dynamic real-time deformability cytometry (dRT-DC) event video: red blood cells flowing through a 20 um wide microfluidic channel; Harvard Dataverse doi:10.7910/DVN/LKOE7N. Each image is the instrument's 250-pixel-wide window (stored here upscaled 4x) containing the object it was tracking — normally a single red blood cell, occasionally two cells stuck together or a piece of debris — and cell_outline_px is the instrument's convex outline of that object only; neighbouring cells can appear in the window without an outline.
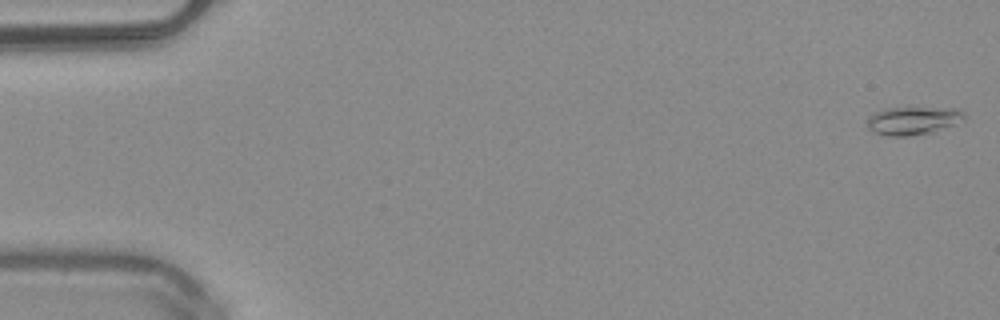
{"species": "common noctule bat (a hibernating species)", "species_latin": "Nyctalus noctula", "temperature_condition": "warm", "stored_images_in_passage": 50, "camera_frame_rate_fps": 3000, "um_per_image_px": 0.085, "animal": {"sex": "male", "body_mass_g": 20.4}, "frame": {"image": 1, "passage_image": 1, "time_ms": 0.0, "image_size_px": [1000, 320], "cell_outline_px": [[964, 120], [932, 132], [908, 136], [888, 136], [876, 132], [868, 128], [868, 116], [884, 108], [956, 108], [964, 112]], "centroid_in_image_um": [77.6, 10.24], "position_along_channel_um": 7.4, "area_um2": 15.66}}
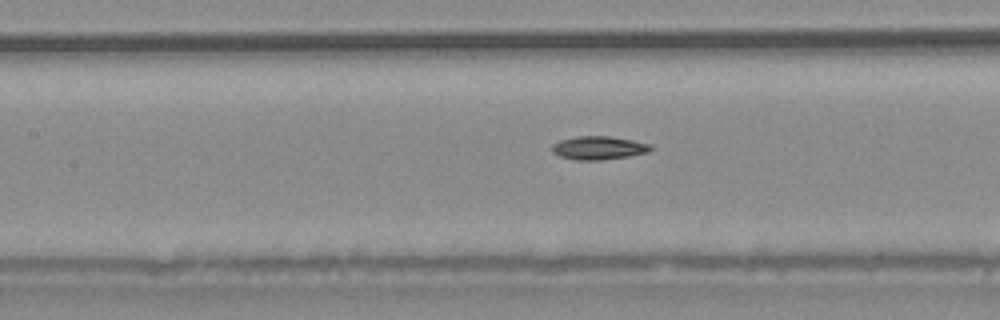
{"frame": {"image": 2, "passage_image": 23, "time_ms": 7.333, "image_size_px": [1000, 320], "cell_outline_px": [[652, 148], [648, 152], [628, 156], [600, 160], [576, 160], [560, 156], [552, 152], [552, 144], [560, 140], [576, 136], [608, 136], [632, 140], [652, 144]], "centroid_in_image_um": [50.87, 12.56], "position_along_channel_um": 156.5, "area_um2": 13.41}}
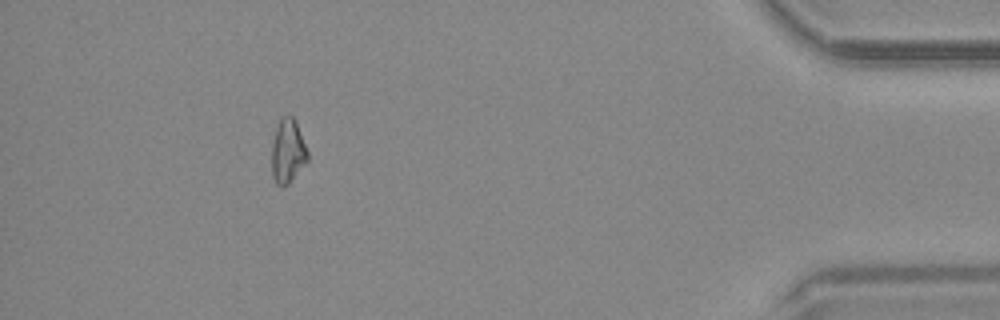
{"frame": {"image": 3, "passage_image": 46, "time_ms": 15.0, "image_size_px": [1000, 320], "cell_outline_px": [[308, 160], [288, 184], [284, 188], [276, 184], [272, 176], [272, 144], [276, 128], [280, 116], [292, 116], [296, 120], [308, 152]], "centroid_in_image_um": [24.45, 12.85], "position_along_channel_um": 410.7, "area_um2": 13.47}, "authors_computed_cell_mechanics": {"area_um2": 13.5252, "velocity_mm_per_s": 4.053, "shape_relaxation_time_tau1_ms": null, "shape_relaxation_time_tau2_ms": 5.7347, "deformation_change_tau1": null, "deformation_change_tau2": 0.1071}}